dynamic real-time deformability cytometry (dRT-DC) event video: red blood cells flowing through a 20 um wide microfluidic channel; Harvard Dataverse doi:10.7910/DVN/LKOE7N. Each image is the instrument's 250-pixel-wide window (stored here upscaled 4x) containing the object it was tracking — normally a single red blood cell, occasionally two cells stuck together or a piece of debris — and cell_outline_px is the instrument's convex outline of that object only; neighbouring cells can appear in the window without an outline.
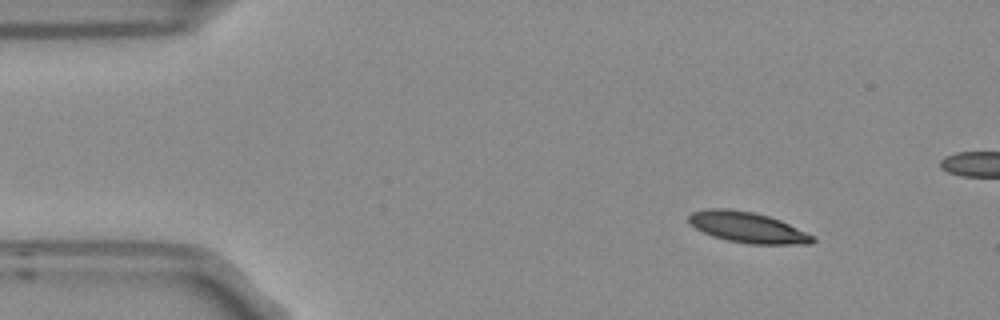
{"species": "Egyptian fruit bat (a non-hibernating species)", "species_latin": "Rousettus aegyptiacus", "temperature_condition": "room temperature", "stored_images_in_passage": 4, "camera_frame_rate_fps": 3000, "um_per_image_px": 0.085, "frame": {"image": 1, "passage_image": 1, "time_ms": 0.0, "image_size_px": [1000, 320], "cell_outline_px": [[816, 240], [812, 244], [748, 244], [728, 240], [712, 236], [696, 228], [688, 220], [688, 216], [692, 212], [708, 208], [728, 208], [752, 212], [768, 216], [780, 220], [816, 236]], "centroid_in_image_um": [63.58, 19.33], "position_along_channel_um": 21.4, "area_um2": 22.2}}